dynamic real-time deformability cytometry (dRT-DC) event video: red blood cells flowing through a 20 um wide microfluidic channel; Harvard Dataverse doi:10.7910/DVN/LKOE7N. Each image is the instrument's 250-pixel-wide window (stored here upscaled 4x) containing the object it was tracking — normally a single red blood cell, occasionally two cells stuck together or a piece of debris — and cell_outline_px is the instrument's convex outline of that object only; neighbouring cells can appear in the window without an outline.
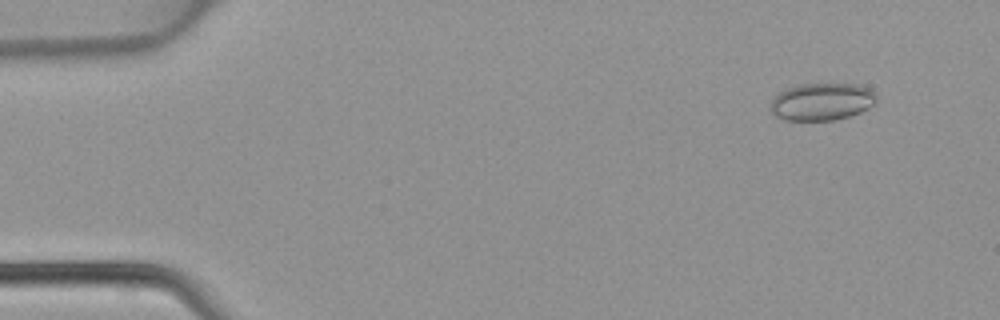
{"species": "common noctule bat (a hibernating species)", "species_latin": "Nyctalus noctula", "temperature_condition": "warm", "stored_images_in_passage": 4, "camera_frame_rate_fps": 3000, "um_per_image_px": 0.085, "animal": {"sex": "female", "body_mass_g": 22.7, "forearm_length_mm": 54.2}, "frame": {"image": 1, "passage_image": 2, "time_ms": 0.333, "image_size_px": [1000, 320], "cell_outline_px": [[876, 100], [868, 108], [860, 112], [848, 116], [832, 120], [784, 120], [776, 116], [772, 112], [768, 104], [772, 96], [788, 88], [800, 84], [860, 84], [876, 92]], "centroid_in_image_um": [69.82, 8.63], "position_along_channel_um": 15.2, "area_um2": 23.18}}